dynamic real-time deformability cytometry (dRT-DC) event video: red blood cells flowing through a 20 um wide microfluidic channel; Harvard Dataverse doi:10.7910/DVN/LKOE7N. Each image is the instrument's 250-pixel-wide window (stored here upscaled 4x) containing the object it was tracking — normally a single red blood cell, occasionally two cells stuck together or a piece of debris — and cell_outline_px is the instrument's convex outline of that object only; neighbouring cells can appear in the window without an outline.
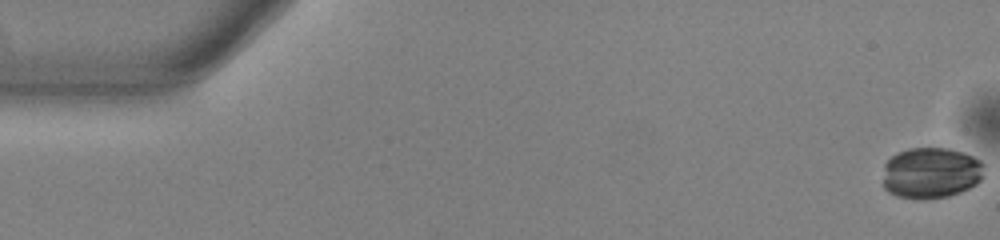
{"species": "common noctule bat (a hibernating species)", "species_latin": "Nyctalus noctula", "temperature_condition": "warm", "stored_images_in_passage": 54, "camera_frame_rate_fps": 3000, "um_per_image_px": 0.085, "animal": {"sex": "male", "body_mass_g": 13.0, "forearm_length_mm": 53.1}, "frame": {"image": 1, "passage_image": 1, "time_ms": 0.0, "image_size_px": [1000, 240], "cell_outline_px": [[984, 176], [976, 184], [960, 192], [948, 196], [896, 196], [888, 192], [884, 188], [884, 164], [896, 152], [908, 148], [948, 148], [972, 156], [980, 160], [984, 164]], "centroid_in_image_um": [79.14, 14.65], "position_along_channel_um": 5.9, "area_um2": 29.65}}
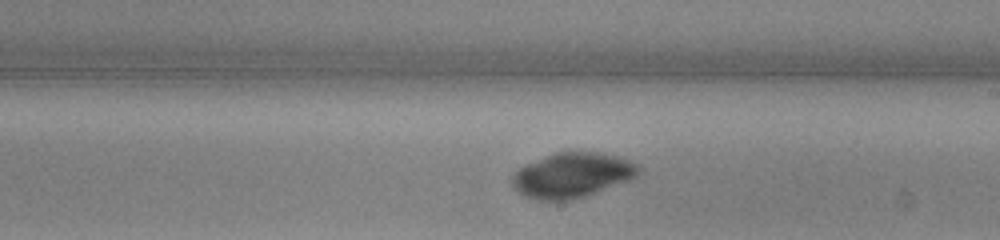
{"frame": {"image": 2, "passage_image": 31, "time_ms": 10.0, "image_size_px": [1000, 240], "cell_outline_px": [[644, 168], [636, 176], [628, 180], [596, 192], [572, 200], [536, 200], [524, 196], [512, 184], [512, 176], [520, 168], [528, 164], [556, 152], [600, 152], [620, 156], [640, 164]], "centroid_in_image_um": [48.7, 14.88], "position_along_channel_um": 240.3, "area_um2": 32.89}}
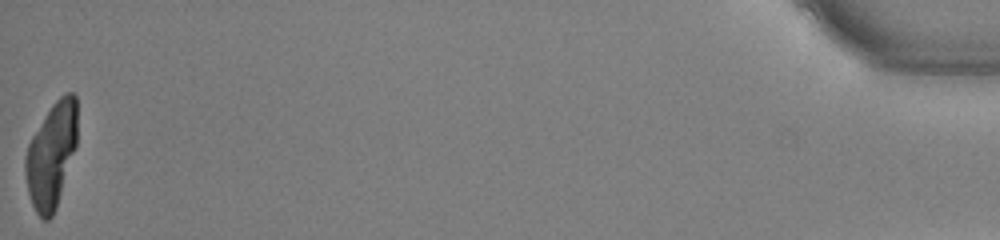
{"frame": {"image": 3, "passage_image": 54, "time_ms": 17.667, "image_size_px": [1000, 240], "cell_outline_px": [[76, 148], [56, 208], [52, 216], [48, 220], [44, 220], [36, 212], [32, 204], [28, 192], [24, 172], [24, 160], [28, 144], [32, 136], [52, 104], [64, 92], [72, 92], [76, 96]], "centroid_in_image_um": [4.36, 13.18], "position_along_channel_um": 430.8, "area_um2": 31.67}}